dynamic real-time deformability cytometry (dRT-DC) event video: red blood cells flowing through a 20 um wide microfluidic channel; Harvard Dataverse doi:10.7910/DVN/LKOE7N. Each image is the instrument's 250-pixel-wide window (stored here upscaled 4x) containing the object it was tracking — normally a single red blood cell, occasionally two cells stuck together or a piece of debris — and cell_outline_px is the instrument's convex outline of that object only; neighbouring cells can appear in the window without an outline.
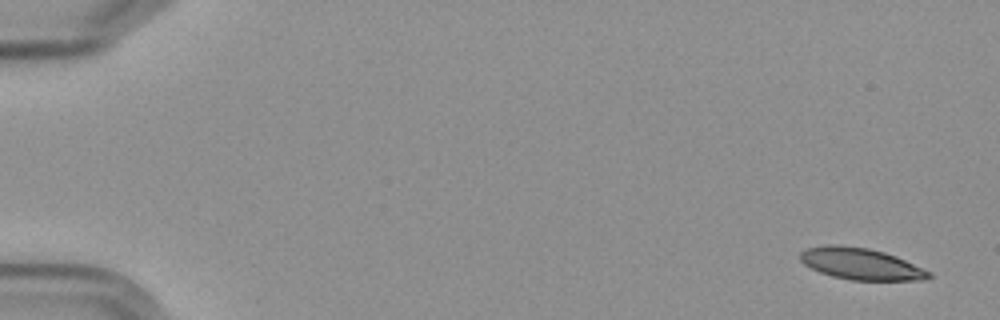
{"species": "Egyptian fruit bat (a non-hibernating species)", "species_latin": "Rousettus aegyptiacus", "temperature_condition": "cold", "stored_images_in_passage": 11, "camera_frame_rate_fps": 3000, "um_per_image_px": 0.085, "frame": {"image": 1, "passage_image": 1, "time_ms": 0.0, "image_size_px": [1000, 320], "cell_outline_px": [[932, 276], [924, 280], [852, 280], [832, 276], [820, 272], [804, 264], [800, 260], [800, 252], [808, 248], [828, 244], [836, 244], [868, 248], [884, 252], [896, 256], [932, 272]], "centroid_in_image_um": [73.18, 22.42], "position_along_channel_um": 11.8, "area_um2": 23.64}}
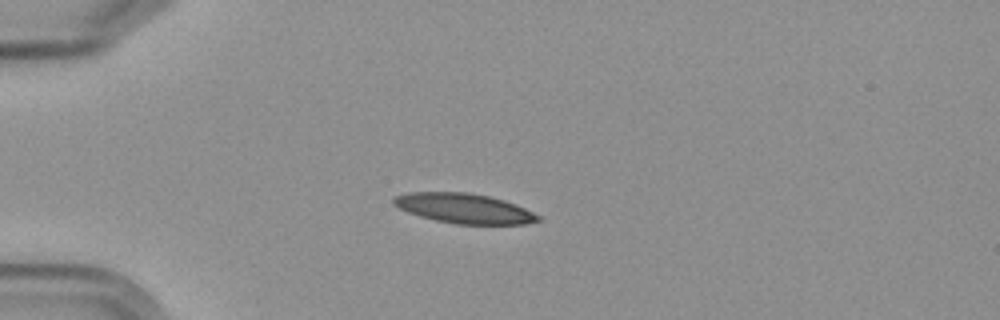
{"frame": {"image": 2, "passage_image": 4, "time_ms": 4.333, "image_size_px": [1000, 320], "cell_outline_px": [[540, 220], [524, 224], [456, 224], [436, 220], [420, 216], [408, 212], [392, 204], [392, 196], [408, 192], [468, 192], [488, 196], [504, 200], [516, 204], [540, 216]], "centroid_in_image_um": [39.41, 17.7], "position_along_channel_um": 45.6, "area_um2": 25.09}}
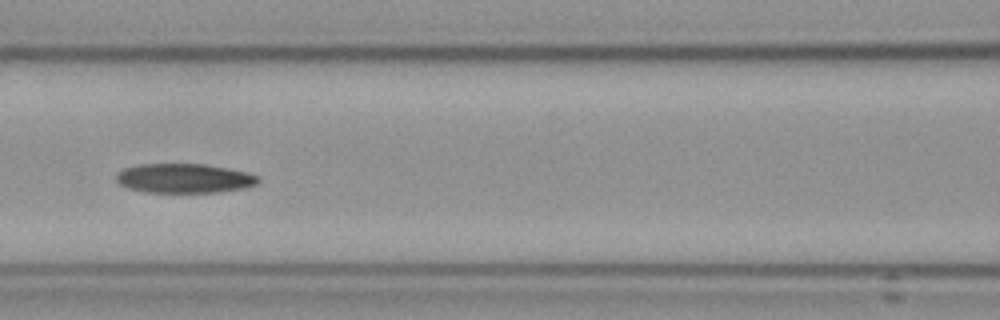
{"frame": {"image": 3, "passage_image": 7, "time_ms": 8.0, "image_size_px": [1000, 320], "cell_outline_px": [[260, 180], [256, 184], [248, 188], [220, 192], [144, 192], [128, 188], [120, 184], [116, 180], [116, 172], [124, 168], [140, 164], [204, 164], [228, 168], [248, 172], [260, 176]], "centroid_in_image_um": [15.69, 15.16], "position_along_channel_um": 150.9, "area_um2": 24.57}}